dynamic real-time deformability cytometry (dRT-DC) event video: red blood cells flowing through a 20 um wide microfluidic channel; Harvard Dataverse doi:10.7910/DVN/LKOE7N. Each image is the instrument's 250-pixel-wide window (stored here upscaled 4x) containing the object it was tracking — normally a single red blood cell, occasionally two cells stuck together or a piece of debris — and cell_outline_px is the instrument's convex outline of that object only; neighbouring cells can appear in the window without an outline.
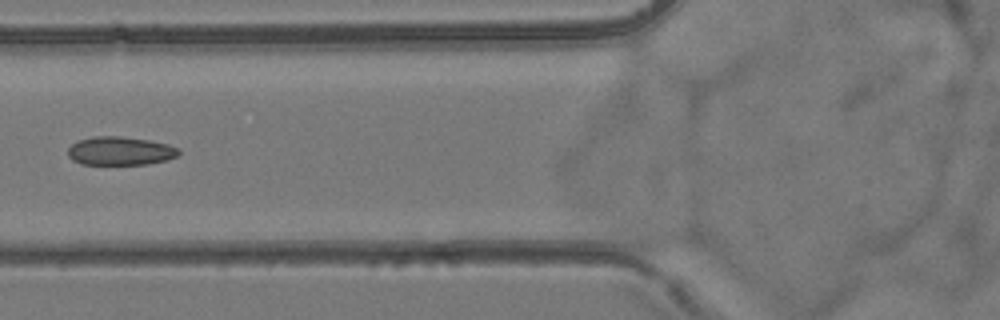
{"species": "common noctule bat (a hibernating species)", "species_latin": "Nyctalus noctula", "temperature_condition": "room temperature", "stored_images_in_passage": 6, "camera_frame_rate_fps": 3000, "um_per_image_px": 0.085, "animal": {"sex": "female", "body_mass_g": 24.6, "forearm_length_mm": 56.2}, "frame": {"image": 1, "passage_image": 6, "time_ms": 6.667, "image_size_px": [1000, 320], "cell_outline_px": [[180, 152], [176, 156], [168, 160], [148, 164], [80, 164], [72, 160], [68, 156], [68, 148], [72, 144], [80, 140], [92, 136], [120, 136], [148, 140], [168, 144], [180, 148]], "centroid_in_image_um": [10.22, 12.83], "position_along_channel_um": 115.6, "area_um2": 18.5}}